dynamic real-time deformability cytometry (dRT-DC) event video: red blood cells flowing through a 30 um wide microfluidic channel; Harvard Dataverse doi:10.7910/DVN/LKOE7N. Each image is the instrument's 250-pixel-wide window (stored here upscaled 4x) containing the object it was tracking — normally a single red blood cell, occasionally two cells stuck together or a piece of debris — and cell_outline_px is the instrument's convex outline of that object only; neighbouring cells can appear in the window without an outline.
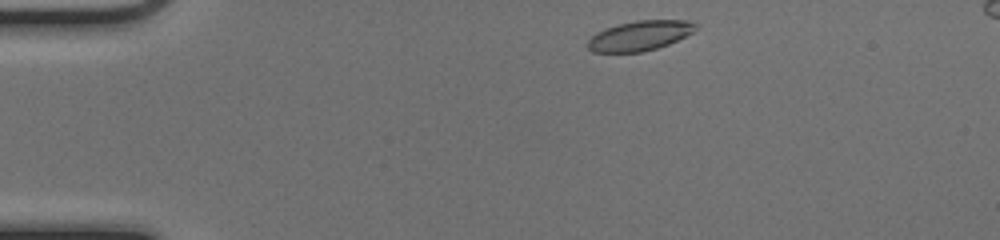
{"species": "common noctule bat (a hibernating species)", "species_latin": "Nyctalus noctula", "temperature_condition": "cold", "stored_images_in_passage": 42, "camera_frame_rate_fps": 3000, "um_per_image_px": 0.085, "animal": {"sex": "female", "body_mass_g": 17.0, "forearm_length_mm": 48.0}, "frame": {"image": 1, "passage_image": 1, "time_ms": 0.0, "image_size_px": [1000, 240], "cell_outline_px": [[696, 28], [692, 32], [668, 44], [656, 48], [640, 52], [592, 52], [588, 48], [588, 40], [596, 32], [604, 28], [636, 20], [688, 20], [696, 24]], "centroid_in_image_um": [54.35, 3.03], "position_along_channel_um": 30.7, "area_um2": 18.55}}
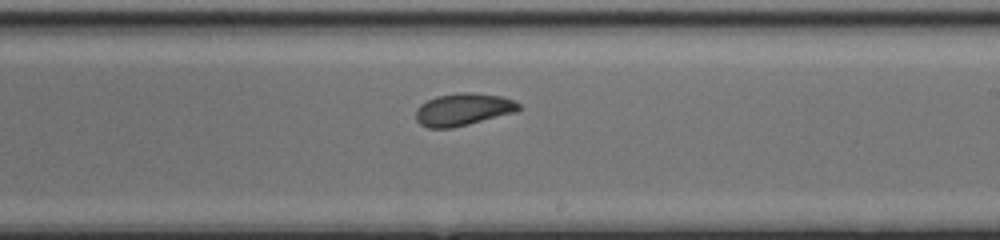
{"frame": {"image": 2, "passage_image": 22, "time_ms": 7.0, "image_size_px": [1000, 240], "cell_outline_px": [[520, 108], [516, 112], [452, 128], [428, 128], [420, 124], [416, 120], [416, 108], [420, 104], [436, 96], [460, 92], [472, 92], [504, 96], [520, 104]], "centroid_in_image_um": [39.35, 9.29], "position_along_channel_um": 249.6, "area_um2": 19.48}}
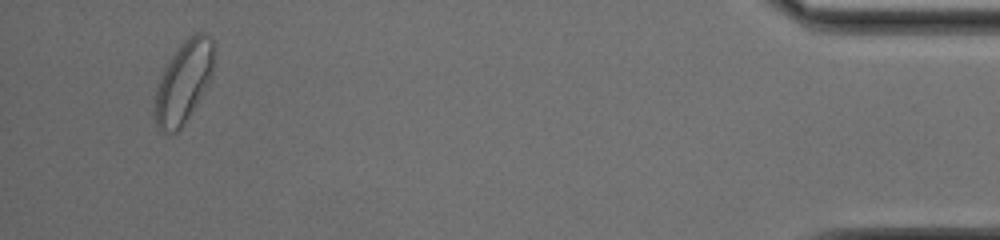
{"frame": {"image": 3, "passage_image": 40, "time_ms": 13.0, "image_size_px": [1000, 240], "cell_outline_px": [[212, 72], [200, 96], [184, 124], [176, 132], [160, 132], [156, 128], [152, 112], [152, 108], [156, 88], [164, 68], [168, 60], [180, 44], [188, 36], [196, 32], [204, 32], [212, 36]], "centroid_in_image_um": [15.52, 6.98], "position_along_channel_um": 419.7, "area_um2": 28.09}, "authors_computed_cell_mechanics": {"area_um2": 19.8832, "velocity_mm_per_s": 4.0504, "shape_relaxation_time_tau1_ms": 1.5024, "shape_relaxation_time_tau2_ms": 1.3226, "deformation_change_tau1": 0.1093, "deformation_change_tau2": 0.0624}}